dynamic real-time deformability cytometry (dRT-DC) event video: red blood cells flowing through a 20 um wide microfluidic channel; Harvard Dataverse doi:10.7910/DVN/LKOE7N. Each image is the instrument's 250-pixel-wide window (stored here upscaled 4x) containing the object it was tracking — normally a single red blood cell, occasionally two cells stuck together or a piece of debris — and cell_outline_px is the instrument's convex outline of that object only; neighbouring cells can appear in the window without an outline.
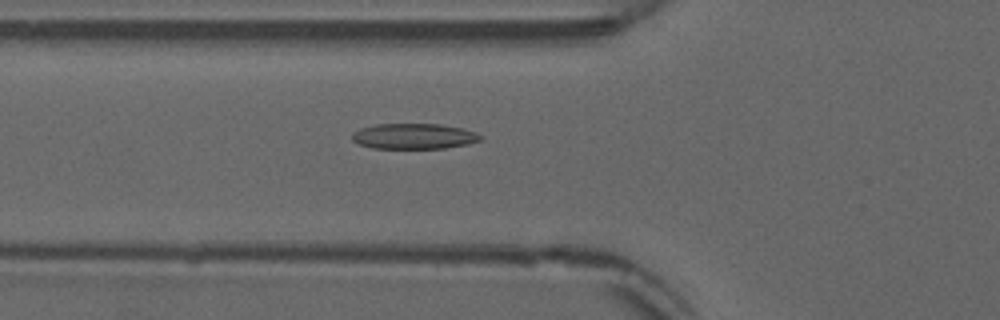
{"species": "common noctule bat (a hibernating species)", "species_latin": "Nyctalus noctula", "temperature_condition": "warm", "stored_images_in_passage": 53, "camera_frame_rate_fps": 3000, "um_per_image_px": 0.085, "animal": {"sex": "male", "forearm_length_mm": 52.5}, "frame": {"image": 1, "passage_image": 20, "time_ms": 6.333, "image_size_px": [1000, 320], "cell_outline_px": [[484, 136], [480, 140], [468, 144], [444, 148], [372, 148], [356, 144], [352, 140], [352, 132], [360, 128], [376, 124], [440, 124], [464, 128], [476, 132]], "centroid_in_image_um": [35.17, 11.58], "position_along_channel_um": 90.6, "area_um2": 19.31}}
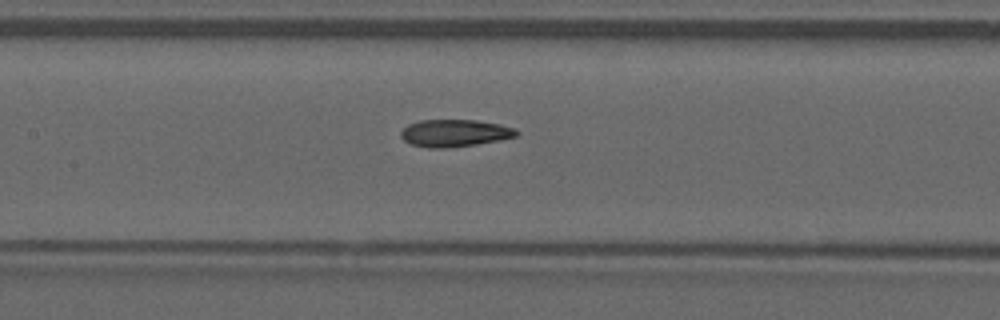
{"frame": {"image": 2, "passage_image": 26, "time_ms": 8.333, "image_size_px": [1000, 320], "cell_outline_px": [[520, 132], [516, 136], [500, 140], [476, 144], [444, 148], [428, 148], [412, 144], [404, 140], [400, 136], [400, 132], [408, 124], [420, 120], [476, 120], [500, 124], [516, 128]], "centroid_in_image_um": [38.66, 11.3], "position_along_channel_um": 168.7, "area_um2": 18.38}}
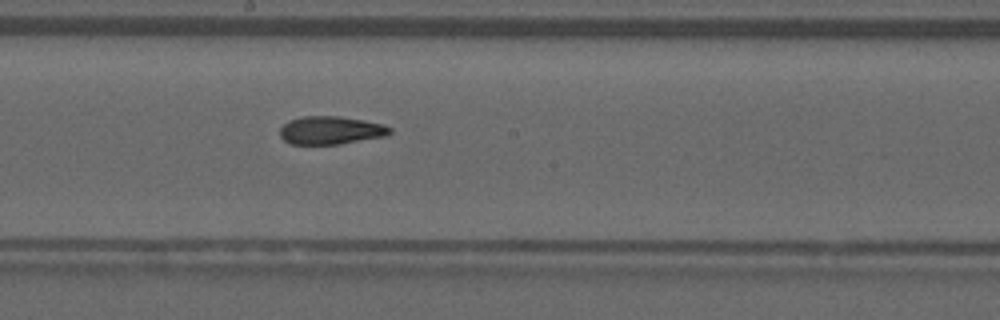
{"frame": {"image": 3, "passage_image": 30, "time_ms": 9.667, "image_size_px": [1000, 320], "cell_outline_px": [[392, 132], [388, 136], [340, 144], [292, 144], [284, 140], [280, 136], [280, 128], [288, 120], [300, 116], [340, 116], [364, 120], [384, 124], [392, 128]], "centroid_in_image_um": [28.14, 11.07], "position_along_channel_um": 220.1, "area_um2": 18.26}, "authors_computed_cell_mechanics": {"area_um2": 18.6694, "velocity_mm_per_s": 3.8829, "shape_relaxation_time_tau1_ms": null, "shape_relaxation_time_tau2_ms": 2.0956, "deformation_change_tau1": null, "deformation_change_tau2": 0.0896}}